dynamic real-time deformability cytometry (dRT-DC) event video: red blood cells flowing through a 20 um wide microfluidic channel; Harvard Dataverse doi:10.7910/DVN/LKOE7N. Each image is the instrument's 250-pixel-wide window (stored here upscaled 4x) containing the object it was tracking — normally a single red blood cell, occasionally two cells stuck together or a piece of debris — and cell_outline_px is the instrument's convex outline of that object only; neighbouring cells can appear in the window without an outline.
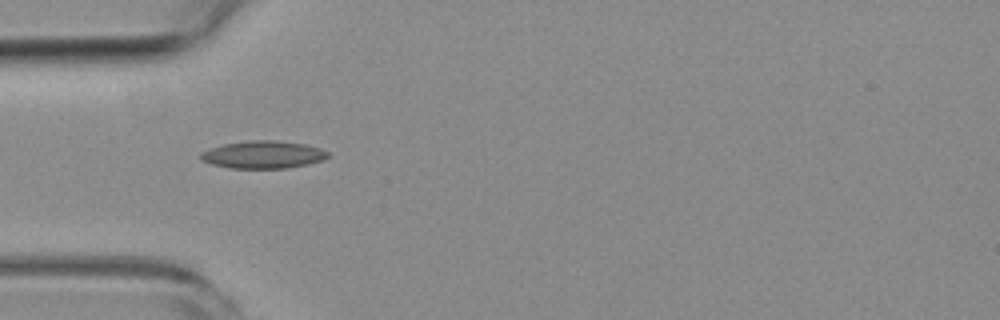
{"species": "common noctule bat (a hibernating species)", "species_latin": "Nyctalus noctula", "temperature_condition": "room temperature", "stored_images_in_passage": 6, "camera_frame_rate_fps": 3000, "um_per_image_px": 0.085, "animal": {"sex": "female", "body_mass_g": 19.3, "forearm_length_mm": 54.1}, "frame": {"image": 1, "passage_image": 1, "time_ms": 0.0, "image_size_px": [1000, 320], "cell_outline_px": [[328, 156], [324, 160], [308, 164], [288, 168], [228, 168], [212, 164], [200, 160], [200, 152], [224, 144], [252, 140], [276, 140], [304, 144], [320, 148], [328, 152]], "centroid_in_image_um": [22.37, 13.15], "position_along_channel_um": 62.6, "area_um2": 20.4}}
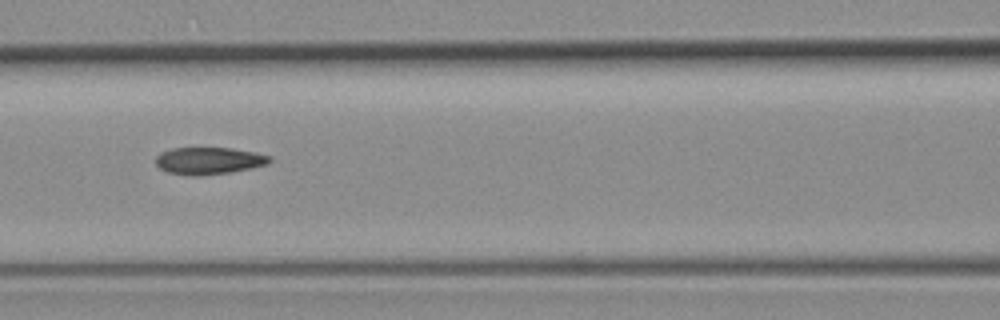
{"frame": {"image": 2, "passage_image": 3, "time_ms": 2.333, "image_size_px": [1000, 320], "cell_outline_px": [[272, 160], [268, 164], [252, 168], [228, 172], [200, 176], [192, 176], [168, 172], [160, 168], [156, 164], [156, 156], [160, 152], [172, 148], [232, 148], [256, 152], [272, 156]], "centroid_in_image_um": [17.77, 13.66], "position_along_channel_um": 148.8, "area_um2": 18.09}}
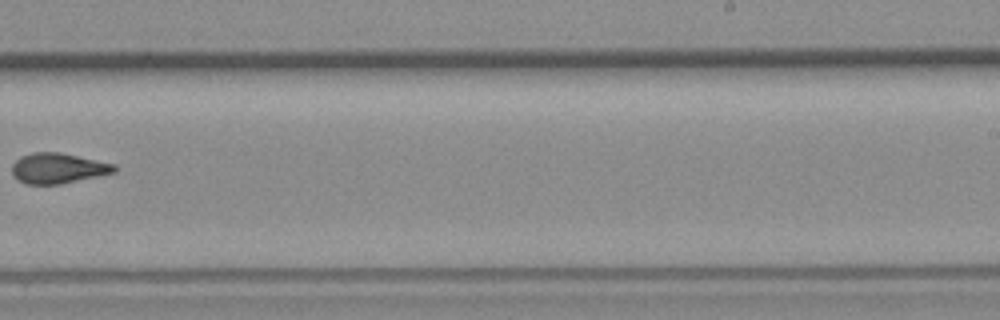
{"frame": {"image": 3, "passage_image": 6, "time_ms": 6.0, "image_size_px": [1000, 320], "cell_outline_px": [[116, 172], [100, 176], [60, 184], [24, 184], [12, 176], [12, 164], [20, 156], [32, 152], [60, 152], [116, 164]], "centroid_in_image_um": [4.92, 14.3], "position_along_channel_um": 284.1, "area_um2": 18.32}}